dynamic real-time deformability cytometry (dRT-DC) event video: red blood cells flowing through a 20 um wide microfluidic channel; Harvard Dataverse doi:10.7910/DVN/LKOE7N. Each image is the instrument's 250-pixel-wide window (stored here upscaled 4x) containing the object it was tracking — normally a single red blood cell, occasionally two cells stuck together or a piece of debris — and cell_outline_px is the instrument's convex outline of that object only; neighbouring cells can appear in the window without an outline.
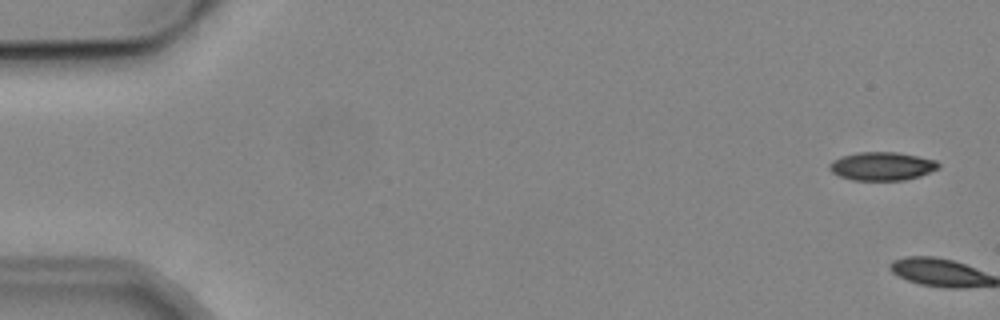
{"species": "common noctule bat (a hibernating species)", "species_latin": "Nyctalus noctula", "temperature_condition": "cold", "stored_images_in_passage": 6, "camera_frame_rate_fps": 3000, "um_per_image_px": 0.085, "animal": {"sex": "male", "body_mass_g": 19.2, "forearm_length_mm": 51.8}, "frame": {"image": 1, "passage_image": 1, "time_ms": 0.0, "image_size_px": [1000, 320], "cell_outline_px": [[940, 168], [920, 176], [904, 180], [852, 180], [840, 176], [832, 172], [828, 168], [828, 164], [832, 160], [844, 156], [860, 152], [896, 152], [936, 160], [940, 164]], "centroid_in_image_um": [74.97, 14.13], "position_along_channel_um": 10.0, "area_um2": 17.98}}
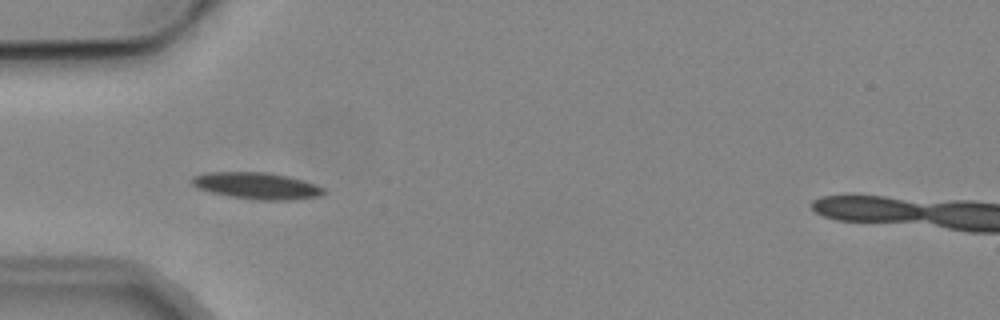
{"frame": {"image": 2, "passage_image": 5, "time_ms": 6.0, "image_size_px": [1000, 320], "cell_outline_px": [[324, 192], [320, 196], [296, 200], [256, 200], [228, 196], [196, 188], [188, 180], [192, 176], [208, 172], [268, 172], [288, 176], [304, 180], [316, 184], [324, 188]], "centroid_in_image_um": [21.81, 15.79], "position_along_channel_um": 63.2, "area_um2": 20.75}}